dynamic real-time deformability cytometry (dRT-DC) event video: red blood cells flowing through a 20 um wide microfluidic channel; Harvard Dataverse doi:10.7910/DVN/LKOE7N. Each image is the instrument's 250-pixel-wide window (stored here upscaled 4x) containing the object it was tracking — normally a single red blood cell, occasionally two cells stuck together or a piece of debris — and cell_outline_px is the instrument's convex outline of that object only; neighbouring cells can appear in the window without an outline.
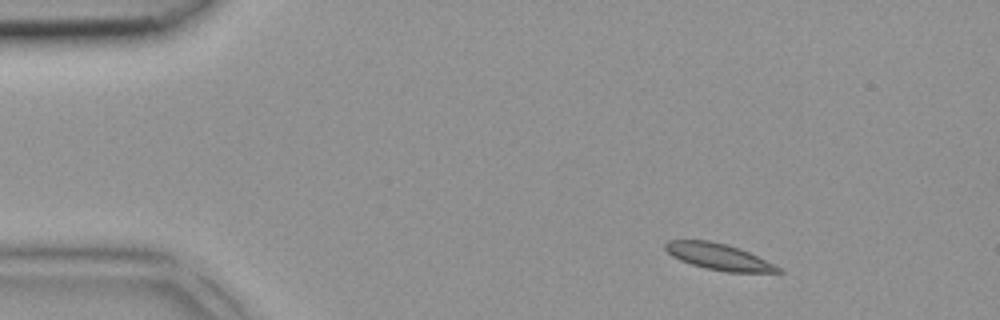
{"species": "common noctule bat (a hibernating species)", "species_latin": "Nyctalus noctula", "temperature_condition": "room temperature", "stored_images_in_passage": 4, "segment_of_instrument_passage": [1, 2], "camera_frame_rate_fps": 3000, "um_per_image_px": 0.085, "animal": {"sex": "female", "body_mass_g": 18.4}, "frame": {"image": 1, "passage_image": 1, "time_ms": 0.0, "image_size_px": [1000, 320], "cell_outline_px": [[784, 272], [728, 272], [704, 268], [680, 260], [672, 256], [664, 248], [664, 244], [668, 240], [708, 240], [728, 244], [740, 248], [784, 268]], "centroid_in_image_um": [61.12, 21.81], "position_along_channel_um": 23.9, "area_um2": 17.46}}